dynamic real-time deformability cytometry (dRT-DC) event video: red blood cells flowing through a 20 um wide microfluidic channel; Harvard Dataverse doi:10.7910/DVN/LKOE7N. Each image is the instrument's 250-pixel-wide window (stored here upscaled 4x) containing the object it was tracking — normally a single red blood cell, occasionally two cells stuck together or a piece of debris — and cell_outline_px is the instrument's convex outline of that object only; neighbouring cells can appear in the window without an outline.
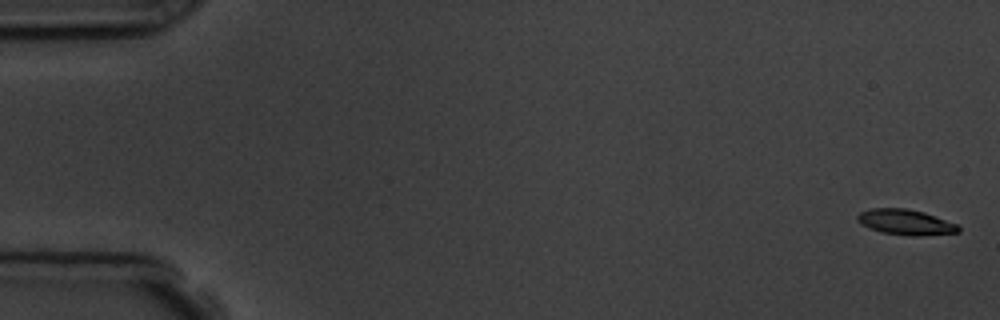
{"species": "common noctule bat (a hibernating species)", "species_latin": "Nyctalus noctula", "temperature_condition": "room temperature", "stored_images_in_passage": 5, "camera_frame_rate_fps": 3000, "um_per_image_px": 0.085, "animal": {"sex": "male", "body_mass_g": 19.5, "forearm_length_mm": 54.6}, "frame": {"image": 1, "passage_image": 1, "time_ms": 0.0, "image_size_px": [1000, 320], "cell_outline_px": [[960, 232], [920, 236], [908, 236], [880, 232], [856, 220], [856, 216], [860, 212], [872, 208], [904, 208], [924, 212], [956, 224], [960, 228]], "centroid_in_image_um": [76.98, 18.89], "position_along_channel_um": 8.0, "area_um2": 14.85}}